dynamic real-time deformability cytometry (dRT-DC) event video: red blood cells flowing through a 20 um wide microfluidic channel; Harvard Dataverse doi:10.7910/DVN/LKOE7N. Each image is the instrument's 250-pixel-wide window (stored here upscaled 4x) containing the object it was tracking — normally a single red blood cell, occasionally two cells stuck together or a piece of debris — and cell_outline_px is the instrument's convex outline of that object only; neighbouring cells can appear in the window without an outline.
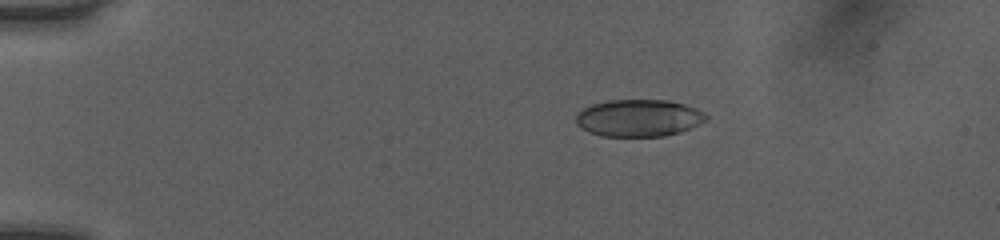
{"species": "human", "species_latin": "Homo sapiens", "temperature_condition": "room temperature", "stored_images_in_passage": 4, "camera_frame_rate_fps": 3000, "um_per_image_px": 0.085, "donor": {"sex": "female"}, "frame": {"image": 1, "passage_image": 1, "time_ms": 0.0, "image_size_px": [1000, 240], "cell_outline_px": [[708, 120], [700, 124], [680, 132], [664, 136], [600, 136], [588, 132], [580, 128], [576, 124], [576, 116], [584, 108], [592, 104], [608, 100], [668, 100], [684, 104], [696, 108], [704, 112], [708, 116]], "centroid_in_image_um": [54.3, 10.03], "position_along_channel_um": 30.7, "area_um2": 28.32}}